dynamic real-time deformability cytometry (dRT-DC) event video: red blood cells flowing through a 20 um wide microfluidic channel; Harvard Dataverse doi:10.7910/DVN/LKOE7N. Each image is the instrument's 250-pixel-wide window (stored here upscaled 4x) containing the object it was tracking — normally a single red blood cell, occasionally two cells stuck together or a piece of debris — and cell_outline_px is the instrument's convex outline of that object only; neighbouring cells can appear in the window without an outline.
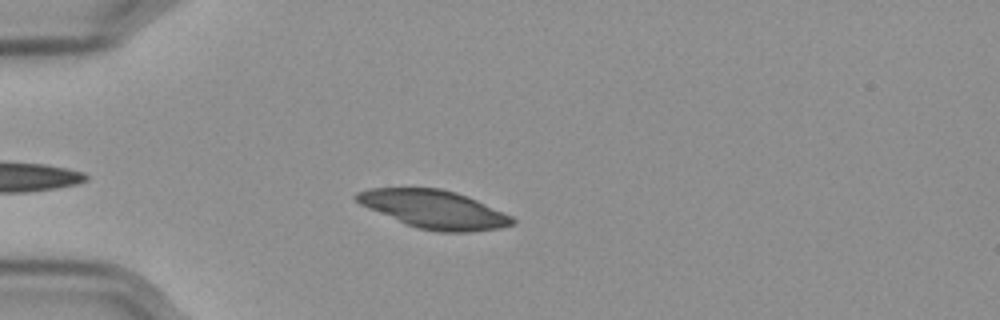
{"species": "Egyptian fruit bat (a non-hibernating species)", "species_latin": "Rousettus aegyptiacus", "temperature_condition": "cold", "stored_images_in_passage": 42, "camera_frame_rate_fps": 3000, "um_per_image_px": 0.085, "frame": {"image": 1, "passage_image": 7, "time_ms": 2.0, "image_size_px": [1000, 320], "cell_outline_px": [[516, 224], [500, 228], [472, 232], [436, 232], [416, 228], [404, 224], [368, 208], [360, 204], [352, 196], [356, 192], [372, 188], [440, 188], [456, 192], [468, 196], [512, 216], [516, 220]], "centroid_in_image_um": [36.9, 17.8], "position_along_channel_um": 48.1, "area_um2": 34.97}}
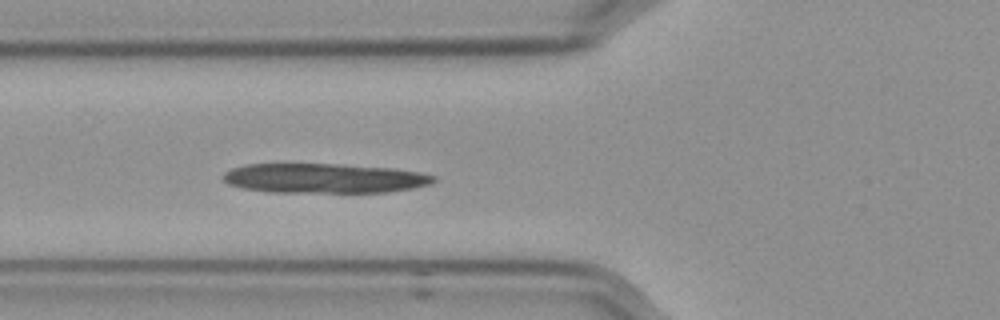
{"frame": {"image": 2, "passage_image": 13, "time_ms": 4.0, "image_size_px": [1000, 320], "cell_outline_px": [[436, 180], [428, 184], [412, 188], [388, 192], [268, 192], [240, 188], [228, 184], [220, 176], [224, 172], [232, 168], [248, 164], [344, 164], [392, 168], [420, 172], [436, 176]], "centroid_in_image_um": [27.51, 15.15], "position_along_channel_um": 98.3, "area_um2": 36.53}}
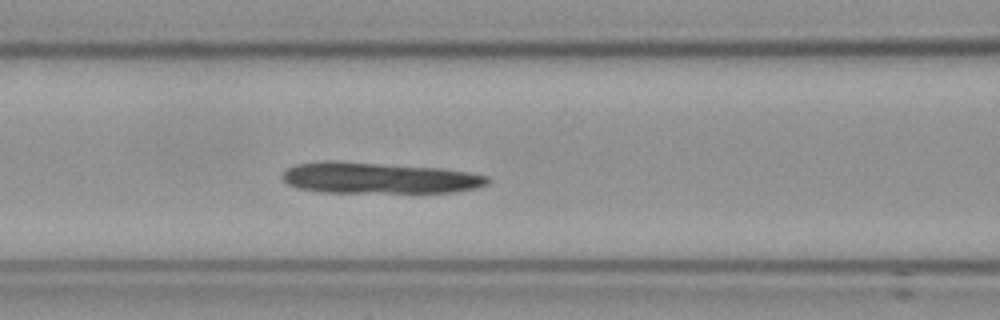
{"frame": {"image": 3, "passage_image": 16, "time_ms": 5.0, "image_size_px": [1000, 320], "cell_outline_px": [[492, 180], [488, 184], [476, 188], [452, 192], [320, 192], [296, 188], [288, 184], [280, 176], [288, 168], [296, 164], [324, 160], [336, 160], [440, 168], [468, 172], [488, 176]], "centroid_in_image_um": [32.18, 15.12], "position_along_channel_um": 134.4, "area_um2": 37.45}}